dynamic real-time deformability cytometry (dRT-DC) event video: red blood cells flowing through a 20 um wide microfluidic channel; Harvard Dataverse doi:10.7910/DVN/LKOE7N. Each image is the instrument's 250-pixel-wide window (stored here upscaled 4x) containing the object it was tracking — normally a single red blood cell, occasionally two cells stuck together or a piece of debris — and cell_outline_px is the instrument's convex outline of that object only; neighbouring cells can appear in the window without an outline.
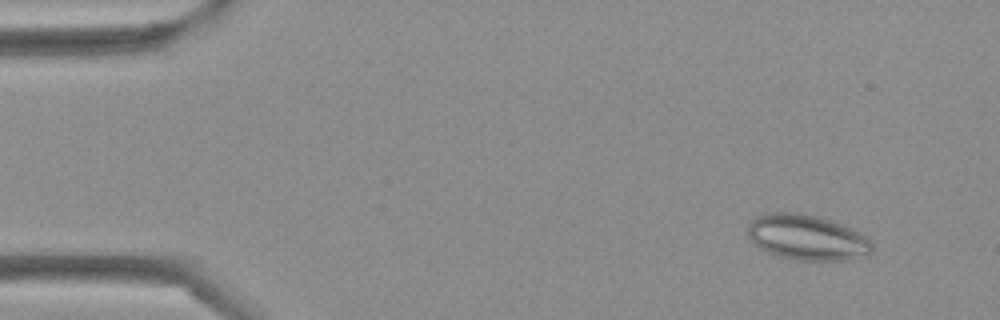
{"species": "Egyptian fruit bat (a non-hibernating species)", "species_latin": "Rousettus aegyptiacus", "temperature_condition": "cold", "stored_images_in_passage": 41, "camera_frame_rate_fps": 3000, "um_per_image_px": 0.085, "frame": {"image": 1, "passage_image": 1, "time_ms": 0.0, "image_size_px": [1000, 320], "cell_outline_px": [[872, 252], [868, 256], [844, 260], [800, 260], [776, 256], [760, 248], [748, 236], [748, 224], [756, 216], [764, 212], [804, 212], [820, 216], [832, 220], [860, 232], [872, 244]], "centroid_in_image_um": [68.59, 20.16], "position_along_channel_um": 16.4, "area_um2": 33.23}}
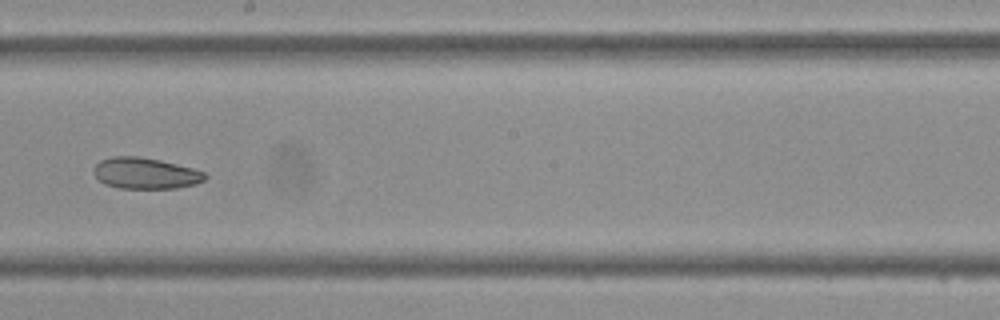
{"frame": {"image": 2, "passage_image": 22, "time_ms": 7.0, "image_size_px": [1000, 320], "cell_outline_px": [[208, 176], [204, 180], [196, 184], [176, 188], [120, 188], [104, 184], [92, 172], [96, 164], [100, 160], [112, 156], [140, 156], [160, 160], [192, 168], [204, 172]], "centroid_in_image_um": [12.35, 14.72], "position_along_channel_um": 235.8, "area_um2": 20.23}}
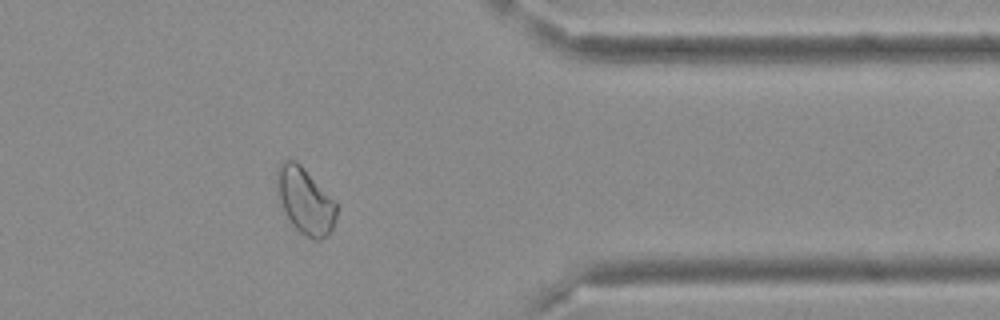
{"frame": {"image": 3, "passage_image": 33, "time_ms": 10.667, "image_size_px": [1000, 320], "cell_outline_px": [[336, 216], [332, 228], [320, 240], [312, 240], [300, 232], [292, 224], [280, 200], [276, 180], [276, 168], [284, 160], [296, 160], [304, 168], [336, 204]], "centroid_in_image_um": [25.91, 17.05], "position_along_channel_um": 385.5, "area_um2": 22.25}}